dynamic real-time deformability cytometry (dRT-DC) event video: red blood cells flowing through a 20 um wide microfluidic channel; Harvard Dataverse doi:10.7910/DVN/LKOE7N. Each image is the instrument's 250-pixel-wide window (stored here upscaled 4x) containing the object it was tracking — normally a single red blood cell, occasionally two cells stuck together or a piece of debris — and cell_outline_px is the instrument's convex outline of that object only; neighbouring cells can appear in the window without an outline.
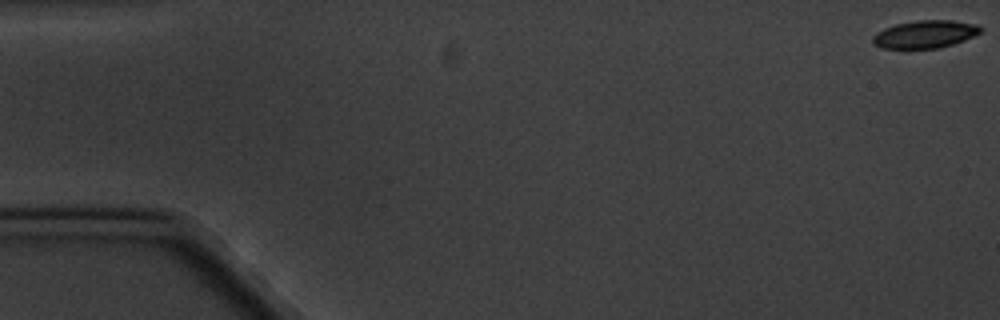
{"species": "common noctule bat (a hibernating species)", "species_latin": "Nyctalus noctula", "temperature_condition": "cold", "stored_images_in_passage": 3, "camera_frame_rate_fps": 3000, "um_per_image_px": 0.085, "animal": {"sex": "male", "body_mass_g": 20.1, "forearm_length_mm": 53.5}, "frame": {"image": 1, "passage_image": 1, "time_ms": 0.0, "image_size_px": [1000, 320], "cell_outline_px": [[984, 28], [980, 32], [964, 40], [940, 48], [884, 48], [876, 44], [872, 40], [872, 36], [876, 32], [884, 28], [896, 24], [916, 20], [952, 20], [976, 24]], "centroid_in_image_um": [78.64, 2.89], "position_along_channel_um": 6.4, "area_um2": 17.28}}